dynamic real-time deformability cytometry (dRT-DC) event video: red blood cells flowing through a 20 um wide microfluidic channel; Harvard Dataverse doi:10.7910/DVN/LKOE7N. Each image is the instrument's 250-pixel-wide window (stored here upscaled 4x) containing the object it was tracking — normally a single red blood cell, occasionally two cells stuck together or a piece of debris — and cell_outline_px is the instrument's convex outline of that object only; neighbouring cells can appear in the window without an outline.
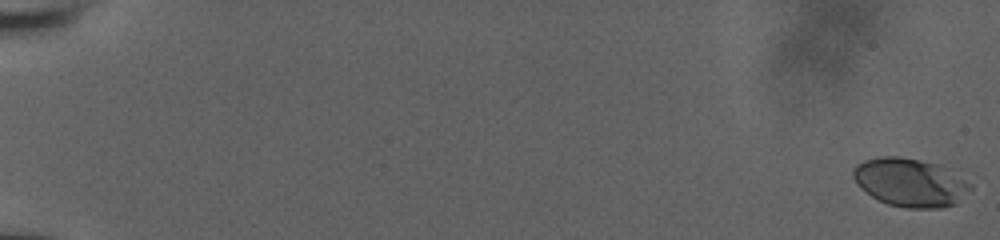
{"species": "human", "species_latin": "Homo sapiens", "temperature_condition": "room temperature", "stored_images_in_passage": 54, "camera_frame_rate_fps": 3000, "um_per_image_px": 0.085, "donor": {"sex": "male"}, "frame": {"image": 1, "passage_image": 1, "time_ms": 0.0, "image_size_px": [1000, 240], "cell_outline_px": [[972, 188], [956, 204], [944, 208], [904, 208], [888, 204], [872, 196], [860, 188], [856, 184], [852, 176], [852, 168], [856, 164], [864, 160], [880, 156], [896, 156], [920, 160], [940, 164], [948, 168], [972, 184]], "centroid_in_image_um": [77.36, 15.5], "position_along_channel_um": 7.6, "area_um2": 33.41}}
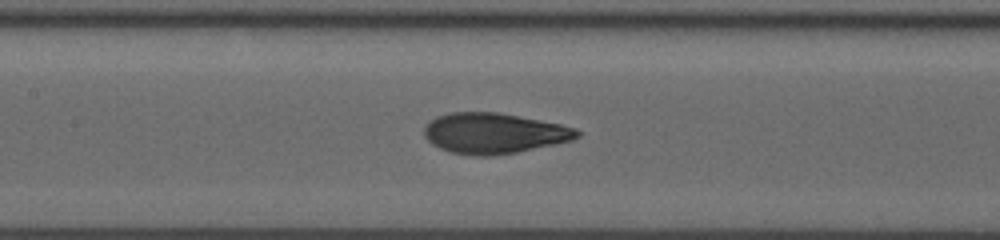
{"frame": {"image": 2, "passage_image": 31, "time_ms": 10.0, "image_size_px": [1000, 240], "cell_outline_px": [[580, 136], [572, 140], [556, 144], [516, 152], [492, 156], [476, 156], [452, 152], [440, 148], [432, 144], [424, 136], [424, 124], [428, 120], [436, 116], [452, 112], [496, 112], [560, 124], [576, 128], [580, 132]], "centroid_in_image_um": [41.96, 11.32], "position_along_channel_um": 165.4, "area_um2": 36.13}}
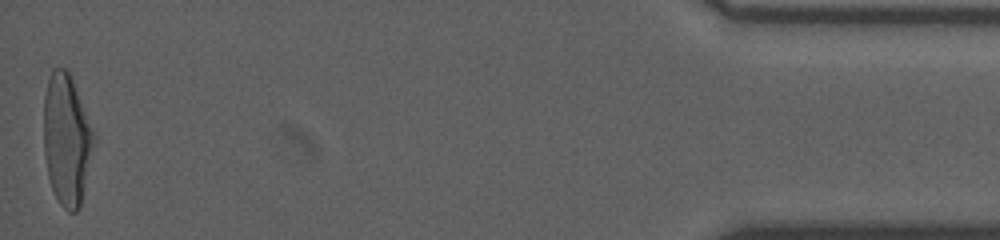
{"frame": {"image": 3, "passage_image": 54, "time_ms": 19.0, "image_size_px": [1000, 240], "cell_outline_px": [[92, 136], [80, 208], [76, 212], [68, 212], [60, 204], [52, 188], [48, 176], [44, 156], [44, 96], [48, 80], [52, 68], [64, 68], [68, 72], [72, 80], [92, 132]], "centroid_in_image_um": [5.58, 11.87], "position_along_channel_um": 429.6, "area_um2": 36.53}, "authors_computed_cell_mechanics": {"area_um2": 35.7204, "velocity_mm_per_s": 3.8496, "shape_relaxation_time_tau1_ms": 3.8564, "shape_relaxation_time_tau2_ms": 0.9695, "deformation_change_tau1": 0.1959, "deformation_change_tau2": 0.071}}